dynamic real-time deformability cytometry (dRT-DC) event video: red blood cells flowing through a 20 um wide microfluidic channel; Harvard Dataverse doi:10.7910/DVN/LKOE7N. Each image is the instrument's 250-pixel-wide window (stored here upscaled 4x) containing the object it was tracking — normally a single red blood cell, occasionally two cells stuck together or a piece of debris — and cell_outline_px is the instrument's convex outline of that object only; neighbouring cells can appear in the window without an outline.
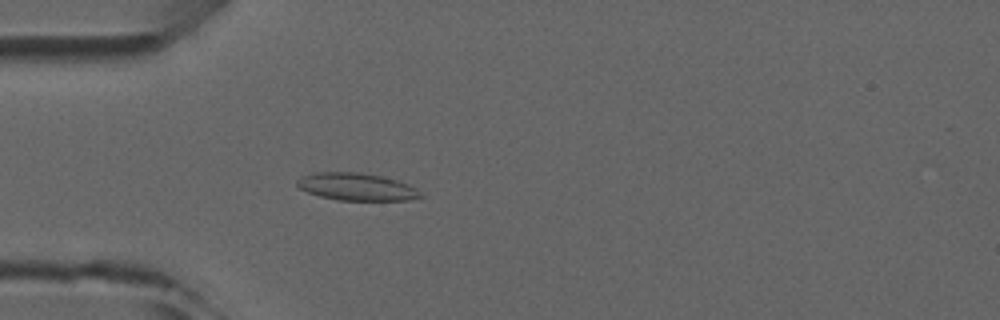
{"species": "common noctule bat (a hibernating species)", "species_latin": "Nyctalus noctula", "temperature_condition": "room temperature", "stored_images_in_passage": 5, "camera_frame_rate_fps": 3000, "um_per_image_px": 0.085, "animal": {"sex": "male", "forearm_length_mm": 52.5}, "frame": {"image": 1, "passage_image": 5, "time_ms": 4.333, "image_size_px": [1000, 320], "cell_outline_px": [[424, 196], [408, 200], [336, 200], [320, 196], [308, 192], [300, 188], [296, 184], [296, 180], [312, 172], [360, 172], [380, 176], [396, 180], [408, 184], [416, 188]], "centroid_in_image_um": [30.3, 15.87], "position_along_channel_um": 54.7, "area_um2": 19.65}}